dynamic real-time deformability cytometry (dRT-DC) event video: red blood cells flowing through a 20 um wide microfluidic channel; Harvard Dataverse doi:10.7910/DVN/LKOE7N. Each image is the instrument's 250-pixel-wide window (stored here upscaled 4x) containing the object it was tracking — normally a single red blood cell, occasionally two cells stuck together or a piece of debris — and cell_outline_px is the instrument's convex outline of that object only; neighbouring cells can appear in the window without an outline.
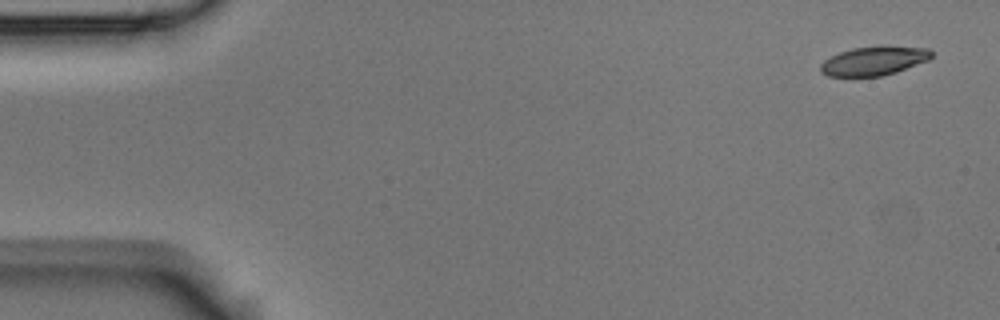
{"species": "Egyptian fruit bat (a non-hibernating species)", "species_latin": "Rousettus aegyptiacus", "temperature_condition": "room temperature", "stored_images_in_passage": 5, "camera_frame_rate_fps": 3000, "um_per_image_px": 0.085, "animal": {"sex": "male"}, "frame": {"image": 1, "passage_image": 1, "time_ms": 0.0, "image_size_px": [1000, 320], "cell_outline_px": [[932, 56], [928, 60], [896, 72], [880, 76], [828, 76], [820, 72], [820, 64], [824, 60], [840, 52], [852, 48], [928, 48], [932, 52]], "centroid_in_image_um": [74.22, 5.21], "position_along_channel_um": 10.8, "area_um2": 17.92}}
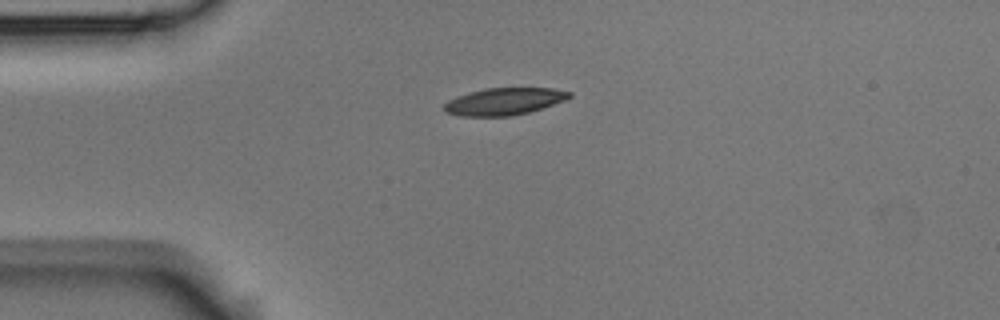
{"frame": {"image": 2, "passage_image": 4, "time_ms": 1.0, "image_size_px": [1000, 320], "cell_outline_px": [[572, 96], [564, 100], [528, 112], [512, 116], [460, 116], [444, 112], [444, 104], [448, 100], [484, 88], [552, 88], [572, 92]], "centroid_in_image_um": [42.84, 8.62], "position_along_channel_um": 42.2, "area_um2": 19.54}}